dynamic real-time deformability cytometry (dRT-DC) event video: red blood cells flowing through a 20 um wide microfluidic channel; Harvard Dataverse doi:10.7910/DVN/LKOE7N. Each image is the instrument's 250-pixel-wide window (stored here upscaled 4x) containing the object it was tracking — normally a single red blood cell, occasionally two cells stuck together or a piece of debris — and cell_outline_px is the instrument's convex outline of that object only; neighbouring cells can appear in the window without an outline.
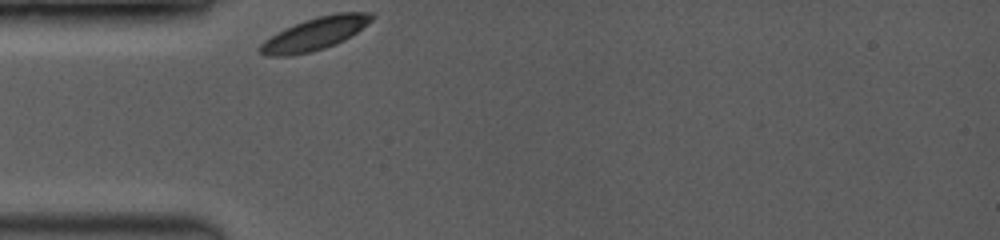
{"species": "common noctule bat (a hibernating species)", "species_latin": "Nyctalus noctula", "temperature_condition": "room temperature", "stored_images_in_passage": 34, "camera_frame_rate_fps": 3500, "um_per_image_px": 0.085, "animal": {"sex": "female", "body_mass_g": 19.0, "forearm_length_mm": 53.3}, "frame": {"image": 1, "passage_image": 1, "time_ms": 0.0, "image_size_px": [1000, 240], "cell_outline_px": [[376, 16], [372, 20], [356, 32], [344, 40], [336, 44], [312, 52], [288, 56], [264, 56], [260, 52], [260, 44], [264, 40], [284, 28], [304, 20], [336, 12], [372, 12]], "centroid_in_image_um": [26.77, 2.87], "position_along_channel_um": 58.2, "area_um2": 21.21}}
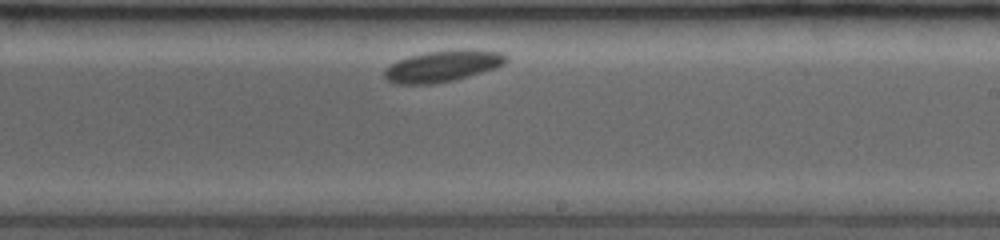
{"frame": {"image": 2, "passage_image": 20, "time_ms": 5.429, "image_size_px": [1000, 240], "cell_outline_px": [[508, 60], [504, 64], [496, 68], [468, 76], [452, 80], [432, 84], [392, 84], [384, 76], [384, 68], [396, 60], [408, 56], [424, 52], [460, 48], [468, 48], [504, 52], [508, 56]], "centroid_in_image_um": [37.64, 5.59], "position_along_channel_um": 251.4, "area_um2": 22.77}}
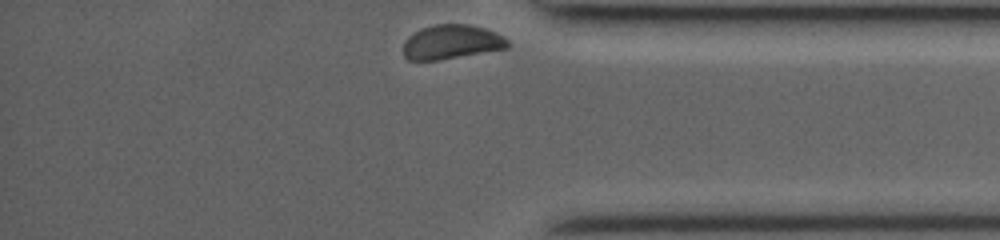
{"frame": {"image": 3, "passage_image": 34, "time_ms": 9.429, "image_size_px": [1000, 240], "cell_outline_px": [[512, 44], [508, 48], [436, 60], [408, 60], [404, 56], [404, 44], [408, 36], [420, 28], [436, 24], [468, 24], [484, 28], [496, 32], [508, 40]], "centroid_in_image_um": [38.39, 3.56], "position_along_channel_um": 396.8, "area_um2": 20.81}, "authors_computed_cell_mechanics": {"area_um2": 21.386, "velocity_mm_per_s": 3.6389, "shape_relaxation_time_tau1_ms": 0.3456, "shape_relaxation_time_tau2_ms": null, "deformation_change_tau1": 0.0324, "deformation_change_tau2": null}}